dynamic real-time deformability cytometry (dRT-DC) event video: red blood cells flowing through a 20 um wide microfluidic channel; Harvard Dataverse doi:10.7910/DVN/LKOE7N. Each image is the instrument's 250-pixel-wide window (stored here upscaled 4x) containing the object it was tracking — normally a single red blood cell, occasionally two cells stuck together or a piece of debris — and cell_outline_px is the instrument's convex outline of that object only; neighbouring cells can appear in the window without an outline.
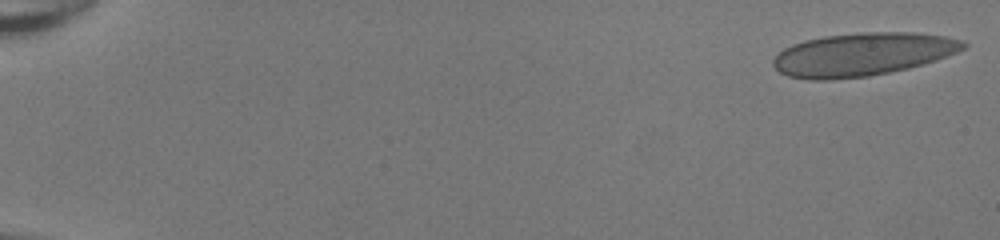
{"species": "human", "species_latin": "Homo sapiens", "temperature_condition": "room temperature", "stored_images_in_passage": 50, "camera_frame_rate_fps": 3000, "um_per_image_px": 0.085, "donor": {"sex": "female"}, "frame": {"image": 1, "passage_image": 1, "time_ms": 0.0, "image_size_px": [1000, 240], "cell_outline_px": [[968, 44], [964, 48], [956, 52], [936, 60], [908, 68], [868, 76], [828, 80], [812, 80], [788, 76], [780, 72], [772, 64], [772, 60], [784, 48], [792, 44], [804, 40], [824, 36], [860, 32], [916, 32], [944, 36], [960, 40]], "centroid_in_image_um": [73.28, 4.61], "position_along_channel_um": 11.7, "area_um2": 47.63}}
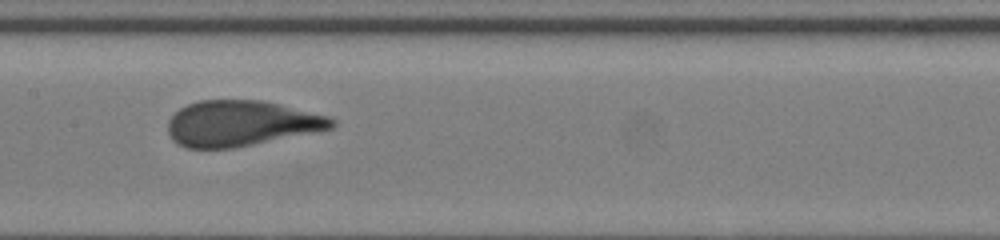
{"frame": {"image": 2, "passage_image": 27, "time_ms": 8.667, "image_size_px": [1000, 240], "cell_outline_px": [[336, 124], [332, 128], [232, 148], [188, 148], [172, 140], [168, 132], [168, 120], [180, 108], [188, 104], [200, 100], [264, 100], [328, 116], [336, 120]], "centroid_in_image_um": [20.47, 10.47], "position_along_channel_um": 186.9, "area_um2": 43.12}}
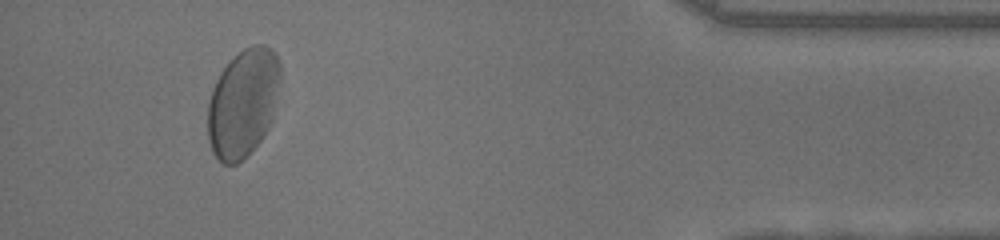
{"frame": {"image": 3, "passage_image": 47, "time_ms": 15.333, "image_size_px": [1000, 240], "cell_outline_px": [[280, 76], [272, 120], [268, 128], [260, 140], [248, 156], [244, 160], [236, 164], [224, 164], [212, 152], [208, 140], [208, 104], [216, 80], [220, 72], [244, 48], [252, 44], [264, 44], [272, 48], [276, 52], [280, 60]], "centroid_in_image_um": [20.67, 8.76], "position_along_channel_um": 414.5, "area_um2": 45.78}, "authors_computed_cell_mechanics": {"area_um2": 45.5175, "velocity_mm_per_s": 4.1169, "shape_relaxation_time_tau1_ms": 2.2847, "shape_relaxation_time_tau2_ms": null, "deformation_change_tau1": 0.122, "deformation_change_tau2": null}}